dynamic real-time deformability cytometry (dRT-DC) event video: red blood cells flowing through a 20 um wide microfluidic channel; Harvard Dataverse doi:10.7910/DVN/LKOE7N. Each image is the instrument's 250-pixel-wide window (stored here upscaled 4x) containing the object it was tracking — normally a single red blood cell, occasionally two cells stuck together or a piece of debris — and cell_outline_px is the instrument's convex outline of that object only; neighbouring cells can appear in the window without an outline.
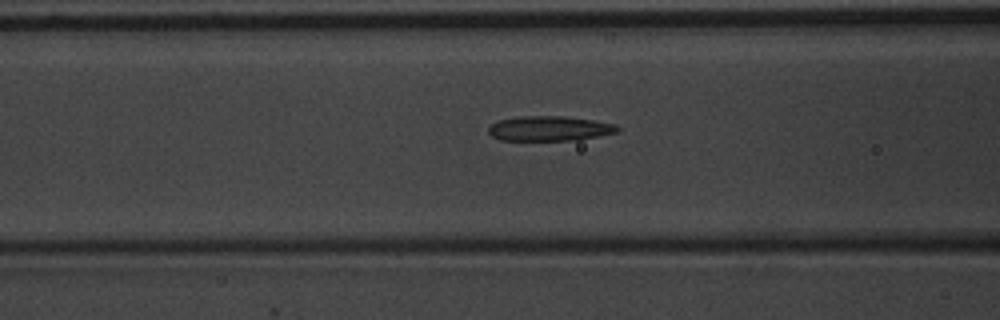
{"species": "common noctule bat (a hibernating species)", "species_latin": "Nyctalus noctula", "temperature_condition": "warm", "stored_images_in_passage": 45, "camera_frame_rate_fps": 3000, "um_per_image_px": 0.085, "animal": {"sex": "male", "body_mass_g": 20.1, "forearm_length_mm": 53.5}, "frame": {"image": 1, "passage_image": 12, "time_ms": 3.667, "image_size_px": [1000, 320], "cell_outline_px": [[620, 132], [580, 140], [500, 140], [492, 136], [488, 132], [488, 128], [492, 124], [500, 120], [520, 116], [564, 116], [592, 120], [616, 124], [620, 128]], "centroid_in_image_um": [46.76, 10.93], "position_along_channel_um": 119.8, "area_um2": 18.79}}
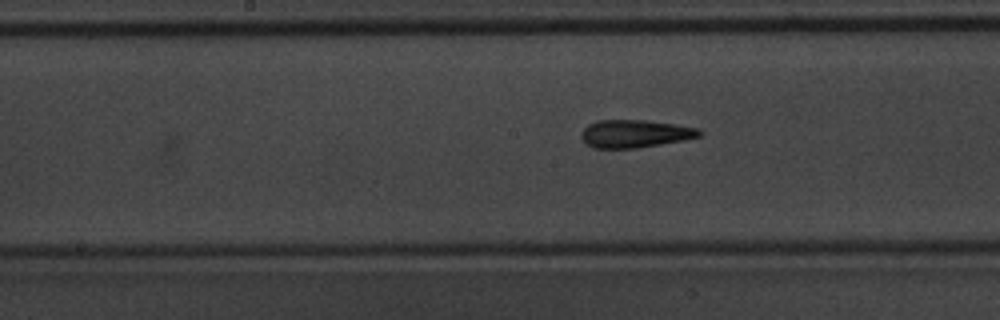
{"frame": {"image": 2, "passage_image": 18, "time_ms": 5.667, "image_size_px": [1000, 320], "cell_outline_px": [[704, 132], [700, 136], [684, 140], [636, 148], [592, 148], [580, 136], [584, 128], [588, 124], [596, 120], [644, 120], [676, 124], [696, 128]], "centroid_in_image_um": [53.97, 11.36], "position_along_channel_um": 194.2, "area_um2": 19.07}}
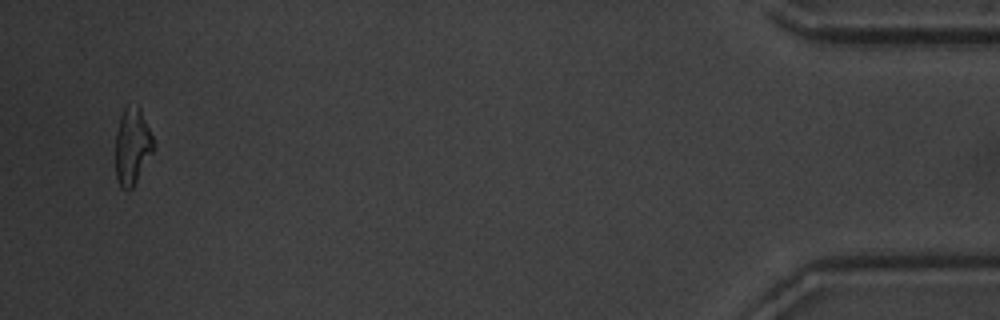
{"frame": {"image": 3, "passage_image": 43, "time_ms": 14.0, "image_size_px": [1000, 320], "cell_outline_px": [[156, 148], [132, 188], [128, 192], [120, 188], [116, 176], [116, 132], [120, 116], [128, 100], [140, 104], [156, 144]], "centroid_in_image_um": [11.27, 12.35], "position_along_channel_um": 423.9, "area_um2": 17.86}, "authors_computed_cell_mechanics": {"area_um2": 18.496, "velocity_mm_per_s": 3.6942, "shape_relaxation_time_tau1_ms": 4.6644, "shape_relaxation_time_tau2_ms": 1.9007, "deformation_change_tau1": 0.2134, "deformation_change_tau2": 0.1305}}